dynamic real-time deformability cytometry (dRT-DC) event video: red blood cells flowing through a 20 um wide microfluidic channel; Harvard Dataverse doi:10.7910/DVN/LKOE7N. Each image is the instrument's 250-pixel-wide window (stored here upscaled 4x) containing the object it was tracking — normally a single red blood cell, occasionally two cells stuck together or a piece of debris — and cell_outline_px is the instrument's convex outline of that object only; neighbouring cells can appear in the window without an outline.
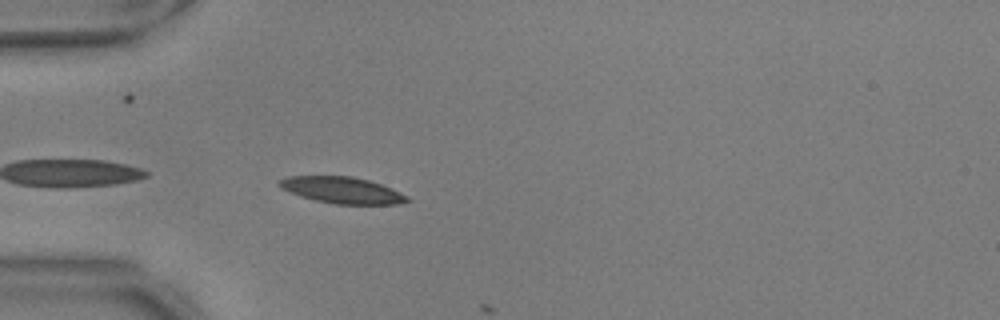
{"species": "common noctule bat (a hibernating species)", "species_latin": "Nyctalus noctula", "temperature_condition": "warm", "stored_images_in_passage": 3, "camera_frame_rate_fps": 3000, "um_per_image_px": 0.085, "animal": {"sex": "male", "body_mass_g": 17.9, "forearm_length_mm": 54.2}, "frame": {"image": 1, "passage_image": 2, "time_ms": 0.333, "image_size_px": [1000, 320], "cell_outline_px": [[412, 200], [396, 204], [336, 204], [316, 200], [300, 196], [280, 188], [276, 184], [276, 180], [288, 176], [352, 176], [368, 180], [392, 188], [408, 196]], "centroid_in_image_um": [29.04, 16.15], "position_along_channel_um": 56.0, "area_um2": 19.77}}